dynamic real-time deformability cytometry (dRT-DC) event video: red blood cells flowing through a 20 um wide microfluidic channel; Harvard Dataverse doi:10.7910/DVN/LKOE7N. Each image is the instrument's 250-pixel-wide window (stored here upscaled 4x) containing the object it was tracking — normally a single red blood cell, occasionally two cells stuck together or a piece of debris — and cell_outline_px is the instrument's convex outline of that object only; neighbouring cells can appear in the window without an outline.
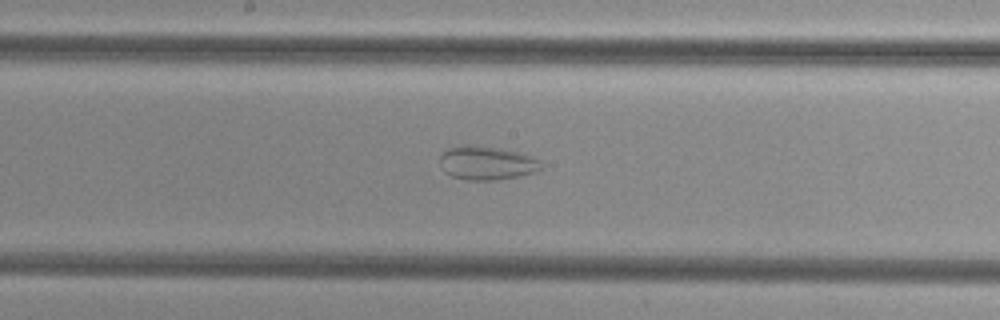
{"species": "common noctule bat (a hibernating species)", "species_latin": "Nyctalus noctula", "temperature_condition": "cold", "stored_images_in_passage": 33, "camera_frame_rate_fps": 3000, "um_per_image_px": 0.085, "animal": {"sex": "female", "body_mass_g": 29.2, "forearm_length_mm": 56.3}, "frame": {"image": 1, "passage_image": 20, "time_ms": 6.333, "image_size_px": [1000, 320], "cell_outline_px": [[544, 164], [540, 172], [520, 176], [496, 180], [468, 180], [452, 176], [444, 172], [440, 168], [440, 156], [448, 148], [464, 144], [468, 144], [500, 148], [520, 152], [532, 156], [540, 160]], "centroid_in_image_um": [41.42, 13.85], "position_along_channel_um": 206.8, "area_um2": 20.4}}
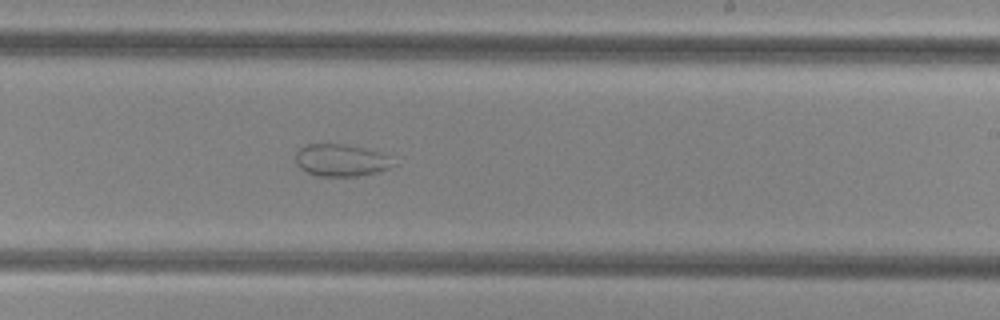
{"frame": {"image": 2, "passage_image": 24, "time_ms": 7.667, "image_size_px": [1000, 320], "cell_outline_px": [[396, 164], [388, 168], [376, 172], [356, 176], [316, 176], [300, 168], [296, 164], [296, 152], [300, 148], [308, 144], [344, 144], [364, 148], [380, 152], [388, 156]], "centroid_in_image_um": [28.97, 13.62], "position_along_channel_um": 260.0, "area_um2": 18.21}}
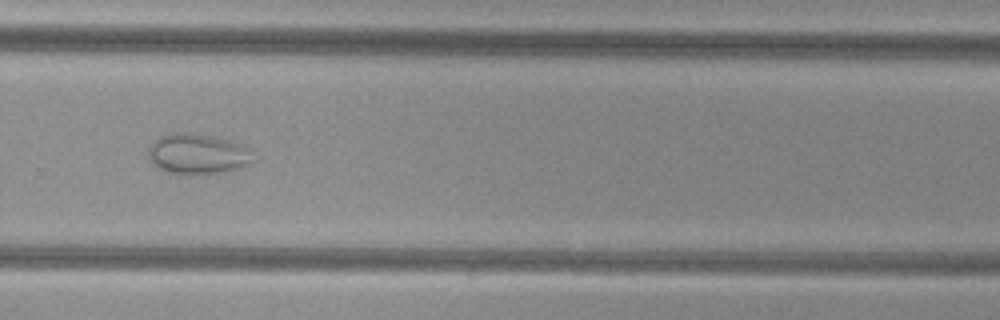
{"frame": {"image": 3, "passage_image": 28, "time_ms": 9.0, "image_size_px": [1000, 320], "cell_outline_px": [[252, 160], [240, 168], [224, 172], [168, 172], [160, 168], [148, 156], [148, 148], [160, 136], [168, 132], [192, 132], [216, 136], [244, 144]], "centroid_in_image_um": [16.78, 13.02], "position_along_channel_um": 313.0, "area_um2": 24.04}}